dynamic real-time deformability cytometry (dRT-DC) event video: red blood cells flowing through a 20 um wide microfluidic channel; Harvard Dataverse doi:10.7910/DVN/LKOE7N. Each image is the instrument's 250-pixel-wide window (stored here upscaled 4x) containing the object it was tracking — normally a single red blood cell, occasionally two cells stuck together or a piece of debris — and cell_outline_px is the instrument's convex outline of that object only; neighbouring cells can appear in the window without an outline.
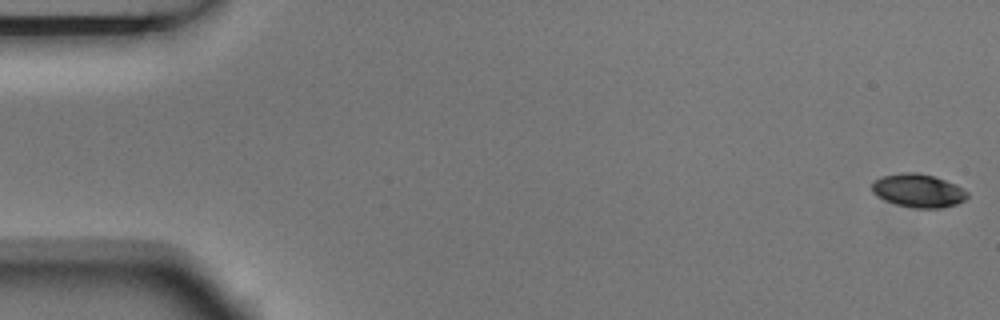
{"species": "Egyptian fruit bat (a non-hibernating species)", "species_latin": "Rousettus aegyptiacus", "temperature_condition": "room temperature", "stored_images_in_passage": 5, "camera_frame_rate_fps": 3000, "um_per_image_px": 0.085, "animal": {"sex": "male"}, "frame": {"image": 1, "passage_image": 1, "time_ms": 0.0, "image_size_px": [1000, 320], "cell_outline_px": [[968, 196], [964, 200], [956, 204], [940, 208], [916, 208], [896, 204], [884, 200], [876, 196], [872, 192], [872, 184], [880, 176], [904, 172], [916, 172], [932, 176], [944, 180], [968, 192]], "centroid_in_image_um": [78.0, 16.21], "position_along_channel_um": 7.0, "area_um2": 18.32}}